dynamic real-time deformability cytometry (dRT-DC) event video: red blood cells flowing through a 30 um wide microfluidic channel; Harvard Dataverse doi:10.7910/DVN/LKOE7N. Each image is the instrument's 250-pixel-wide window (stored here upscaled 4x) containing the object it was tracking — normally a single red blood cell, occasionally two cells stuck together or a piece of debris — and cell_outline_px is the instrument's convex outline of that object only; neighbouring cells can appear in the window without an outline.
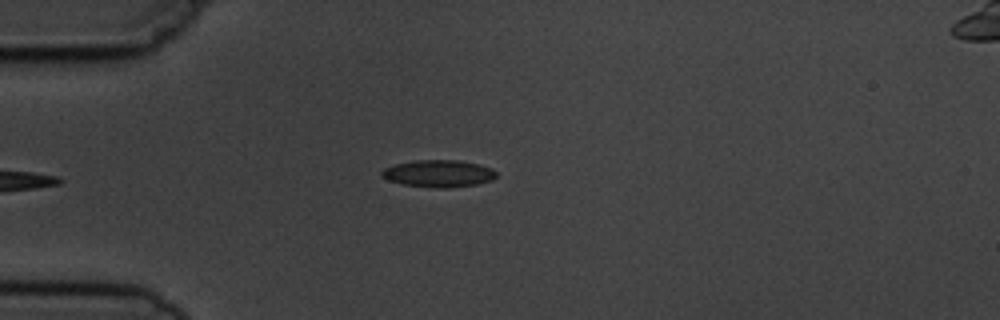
{"species": "common noctule bat (a hibernating species)", "species_latin": "Nyctalus noctula", "temperature_condition": "cold", "stored_images_in_passage": 5, "camera_frame_rate_fps": 3000, "um_per_image_px": 0.085, "animal": {"sex": "male", "body_mass_g": 19.5, "forearm_length_mm": 54.6}, "frame": {"image": 1, "passage_image": 5, "time_ms": 4.333, "image_size_px": [1000, 320], "cell_outline_px": [[496, 176], [492, 180], [476, 184], [448, 188], [436, 188], [404, 184], [388, 180], [380, 172], [384, 168], [396, 164], [416, 160], [460, 160], [492, 168], [496, 172]], "centroid_in_image_um": [37.29, 14.75], "position_along_channel_um": 47.7, "area_um2": 17.92}}